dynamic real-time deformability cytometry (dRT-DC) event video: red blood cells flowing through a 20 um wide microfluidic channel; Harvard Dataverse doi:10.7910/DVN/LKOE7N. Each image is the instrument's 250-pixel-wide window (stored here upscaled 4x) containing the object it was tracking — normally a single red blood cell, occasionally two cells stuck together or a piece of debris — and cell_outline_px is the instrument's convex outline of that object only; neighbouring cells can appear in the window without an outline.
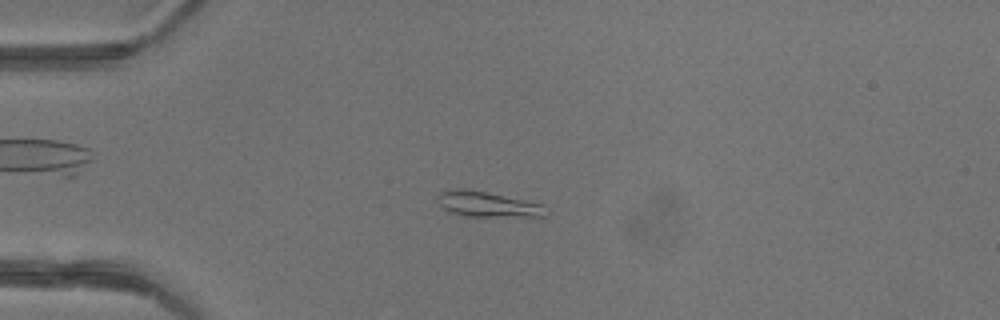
{"species": "common noctule bat (a hibernating species)", "species_latin": "Nyctalus noctula", "temperature_condition": "warm", "stored_images_in_passage": 9, "camera_frame_rate_fps": 3000, "um_per_image_px": 0.085, "animal": {"sex": "female"}, "frame": {"image": 1, "passage_image": 3, "time_ms": 0.667, "image_size_px": [1000, 320], "cell_outline_px": [[544, 216], [468, 216], [448, 212], [436, 200], [436, 196], [440, 192], [456, 188], [464, 188], [544, 204]], "centroid_in_image_um": [41.36, 17.35], "position_along_channel_um": 43.6, "area_um2": 15.66}}